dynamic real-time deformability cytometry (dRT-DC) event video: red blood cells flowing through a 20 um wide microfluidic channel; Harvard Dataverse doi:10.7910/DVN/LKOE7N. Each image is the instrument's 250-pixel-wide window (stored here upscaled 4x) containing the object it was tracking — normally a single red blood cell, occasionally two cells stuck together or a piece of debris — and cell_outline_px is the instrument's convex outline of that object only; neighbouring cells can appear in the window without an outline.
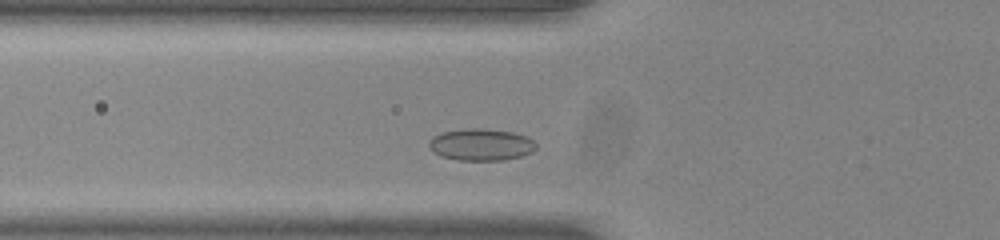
{"species": "common noctule bat (a hibernating species)", "species_latin": "Nyctalus noctula", "temperature_condition": "room temperature", "stored_images_in_passage": 33, "camera_frame_rate_fps": 3000, "um_per_image_px": 0.085, "animal": {"sex": "male", "body_mass_g": 20.0, "forearm_length_mm": 53.3}, "frame": {"image": 1, "passage_image": 6, "time_ms": 1.667, "image_size_px": [1000, 240], "cell_outline_px": [[536, 148], [532, 152], [520, 156], [504, 160], [456, 160], [440, 156], [428, 148], [428, 144], [432, 136], [444, 132], [468, 128], [480, 128], [512, 132], [528, 136], [536, 144]], "centroid_in_image_um": [40.87, 12.3], "position_along_channel_um": 84.9, "area_um2": 19.94}}
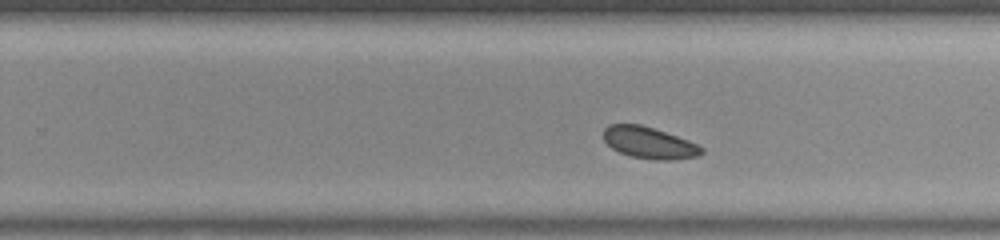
{"frame": {"image": 2, "passage_image": 21, "time_ms": 6.667, "image_size_px": [1000, 240], "cell_outline_px": [[704, 152], [700, 156], [672, 160], [656, 160], [632, 156], [620, 152], [612, 148], [604, 140], [604, 128], [608, 124], [640, 124], [688, 140], [704, 148]], "centroid_in_image_um": [55.19, 12.14], "position_along_channel_um": 274.6, "area_um2": 17.92}}
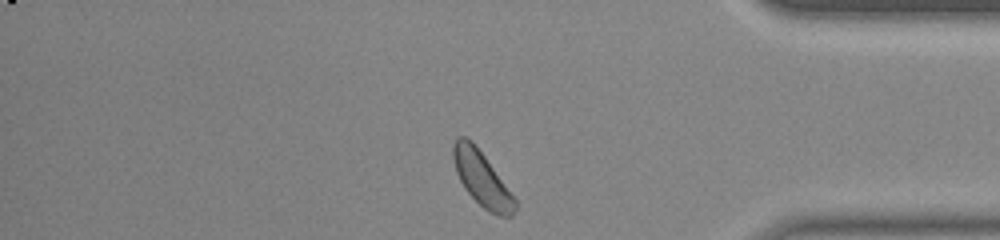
{"frame": {"image": 3, "passage_image": 32, "time_ms": 10.333, "image_size_px": [1000, 240], "cell_outline_px": [[516, 208], [512, 216], [496, 216], [488, 212], [464, 188], [456, 172], [452, 156], [452, 144], [456, 136], [464, 136], [472, 140], [484, 156], [516, 200]], "centroid_in_image_um": [40.92, 15.18], "position_along_channel_um": 394.3, "area_um2": 19.42}, "authors_computed_cell_mechanics": {"area_um2": 18.8428, "velocity_mm_per_s": 3.8033, "shape_relaxation_time_tau1_ms": null, "shape_relaxation_time_tau2_ms": 6.849, "deformation_change_tau1": null, "deformation_change_tau2": 0.0903}}